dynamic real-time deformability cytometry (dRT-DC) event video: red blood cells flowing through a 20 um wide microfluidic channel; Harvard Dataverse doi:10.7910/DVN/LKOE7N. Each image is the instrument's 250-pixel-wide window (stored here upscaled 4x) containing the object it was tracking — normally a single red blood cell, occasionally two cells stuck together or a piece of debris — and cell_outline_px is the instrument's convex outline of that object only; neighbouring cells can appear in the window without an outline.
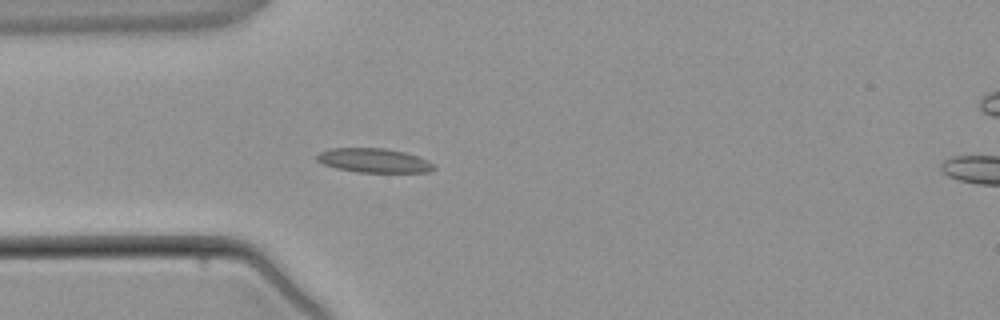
{"species": "common noctule bat (a hibernating species)", "species_latin": "Nyctalus noctula", "temperature_condition": "warm", "stored_images_in_passage": 2, "camera_frame_rate_fps": 3000, "um_per_image_px": 0.085, "animal": {"sex": "male", "body_mass_g": 21.5, "forearm_length_mm": 52.0}, "frame": {"image": 1, "passage_image": 2, "time_ms": 2.0, "image_size_px": [1000, 320], "cell_outline_px": [[436, 168], [428, 172], [356, 172], [336, 168], [324, 164], [316, 160], [316, 156], [320, 152], [328, 148], [384, 148], [404, 152], [428, 160]], "centroid_in_image_um": [31.75, 13.64], "position_along_channel_um": 53.2, "area_um2": 16.42}}